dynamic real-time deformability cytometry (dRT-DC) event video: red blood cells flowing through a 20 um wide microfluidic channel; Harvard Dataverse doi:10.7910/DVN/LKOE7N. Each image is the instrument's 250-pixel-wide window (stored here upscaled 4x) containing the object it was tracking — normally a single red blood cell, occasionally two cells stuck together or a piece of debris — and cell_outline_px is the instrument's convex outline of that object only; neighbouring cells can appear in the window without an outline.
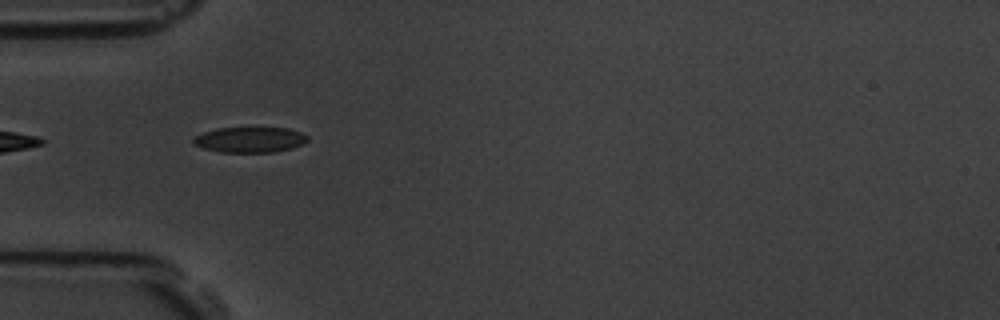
{"species": "common noctule bat (a hibernating species)", "species_latin": "Nyctalus noctula", "temperature_condition": "room temperature", "stored_images_in_passage": 6, "camera_frame_rate_fps": 3000, "um_per_image_px": 0.085, "animal": {"sex": "male", "body_mass_g": 19.5, "forearm_length_mm": 54.6}, "frame": {"image": 1, "passage_image": 1, "time_ms": 0.0, "image_size_px": [1000, 320], "cell_outline_px": [[308, 140], [292, 148], [276, 152], [220, 152], [204, 148], [192, 144], [192, 140], [196, 136], [204, 132], [216, 128], [256, 124], [288, 128], [300, 132], [308, 136]], "centroid_in_image_um": [21.24, 11.81], "position_along_channel_um": 63.8, "area_um2": 17.92}}
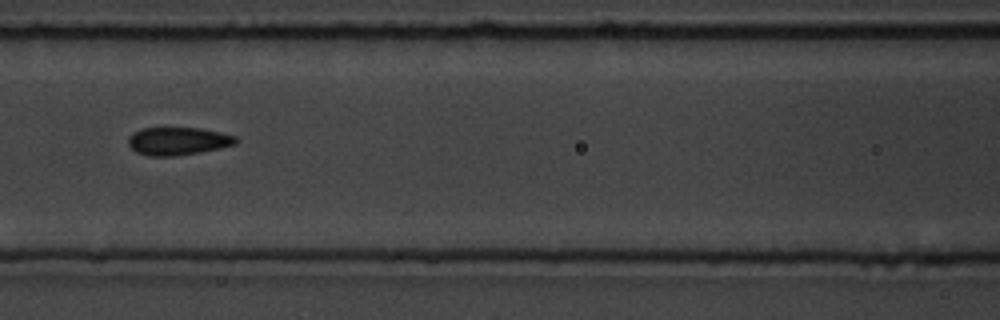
{"frame": {"image": 2, "passage_image": 3, "time_ms": 2.333, "image_size_px": [1000, 320], "cell_outline_px": [[240, 140], [236, 144], [220, 148], [200, 152], [172, 156], [148, 156], [136, 152], [128, 144], [128, 136], [132, 132], [140, 128], [200, 128], [220, 132], [236, 136]], "centroid_in_image_um": [15.12, 11.99], "position_along_channel_um": 151.5, "area_um2": 17.63}}
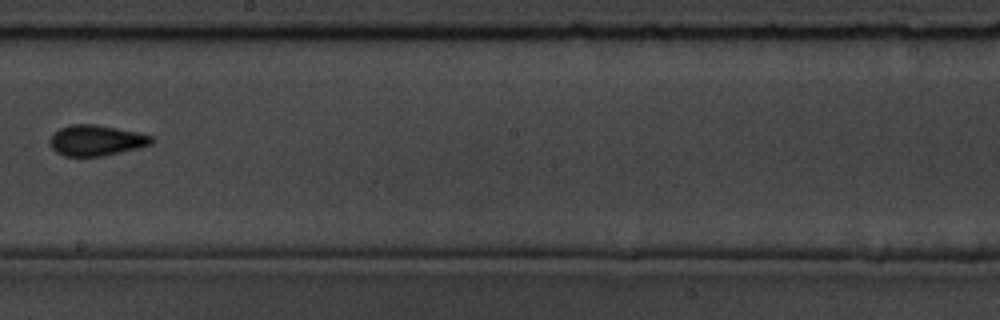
{"frame": {"image": 3, "passage_image": 5, "time_ms": 4.667, "image_size_px": [1000, 320], "cell_outline_px": [[156, 140], [152, 144], [120, 152], [100, 156], [64, 156], [56, 152], [52, 148], [48, 140], [52, 132], [60, 128], [72, 124], [96, 124], [136, 132], [152, 136]], "centroid_in_image_um": [8.14, 11.92], "position_along_channel_um": 240.1, "area_um2": 18.21}}